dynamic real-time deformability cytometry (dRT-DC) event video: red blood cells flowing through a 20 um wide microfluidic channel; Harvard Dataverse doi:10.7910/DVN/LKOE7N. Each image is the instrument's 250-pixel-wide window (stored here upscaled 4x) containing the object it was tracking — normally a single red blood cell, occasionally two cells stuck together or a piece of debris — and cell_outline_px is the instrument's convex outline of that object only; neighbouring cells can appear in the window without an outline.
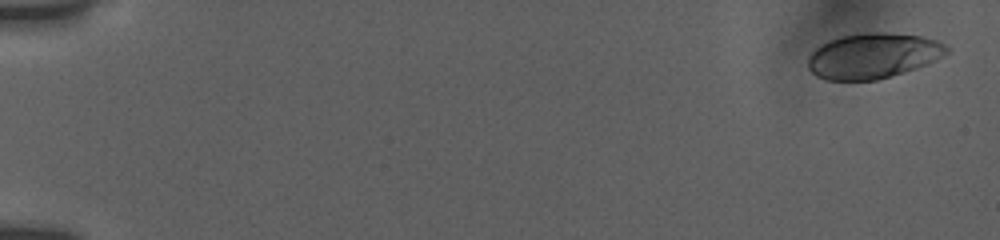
{"species": "human", "species_latin": "Homo sapiens", "temperature_condition": "room temperature", "stored_images_in_passage": 42, "camera_frame_rate_fps": 3000, "um_per_image_px": 0.085, "donor": {"sex": "female"}, "frame": {"image": 1, "passage_image": 1, "time_ms": 0.0, "image_size_px": [1000, 240], "cell_outline_px": [[948, 52], [944, 56], [916, 68], [876, 80], [824, 80], [816, 76], [808, 68], [808, 56], [816, 48], [828, 40], [840, 36], [864, 32], [888, 32], [920, 36], [936, 40], [944, 44], [948, 48]], "centroid_in_image_um": [74.18, 4.73], "position_along_channel_um": 10.8, "area_um2": 36.65}}
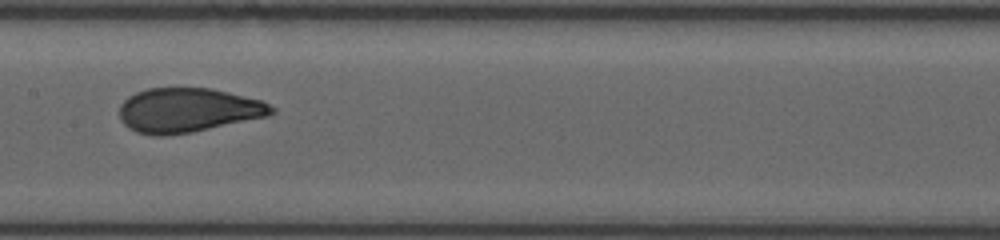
{"frame": {"image": 2, "passage_image": 24, "time_ms": 9.333, "image_size_px": [1000, 240], "cell_outline_px": [[276, 112], [268, 116], [192, 132], [164, 136], [152, 136], [136, 132], [128, 128], [120, 120], [120, 104], [128, 96], [136, 92], [148, 88], [212, 88], [260, 100], [276, 108]], "centroid_in_image_um": [15.95, 9.37], "position_along_channel_um": 191.5, "area_um2": 39.42}}
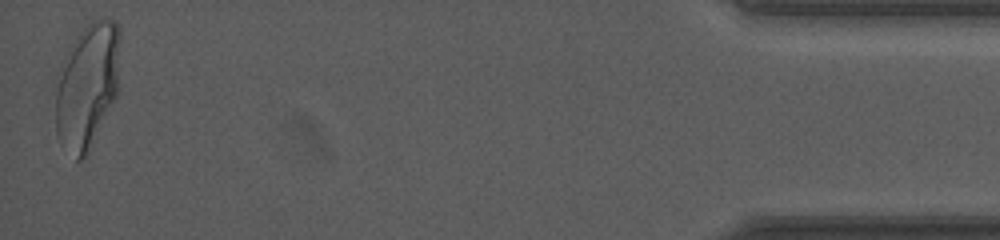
{"frame": {"image": 3, "passage_image": 42, "time_ms": 17.667, "image_size_px": [1000, 240], "cell_outline_px": [[120, 40], [116, 96], [88, 156], [80, 160], [76, 160], [60, 144], [56, 136], [56, 92], [72, 44], [80, 32], [92, 20], [112, 20], [120, 28]], "centroid_in_image_um": [7.45, 7.39], "position_along_channel_um": 427.8, "area_um2": 46.24}, "authors_computed_cell_mechanics": {"area_um2": 38.7838, "velocity_mm_per_s": 3.7851, "shape_relaxation_time_tau1_ms": 4.1782, "shape_relaxation_time_tau2_ms": null, "deformation_change_tau1": 0.1607, "deformation_change_tau2": null}}